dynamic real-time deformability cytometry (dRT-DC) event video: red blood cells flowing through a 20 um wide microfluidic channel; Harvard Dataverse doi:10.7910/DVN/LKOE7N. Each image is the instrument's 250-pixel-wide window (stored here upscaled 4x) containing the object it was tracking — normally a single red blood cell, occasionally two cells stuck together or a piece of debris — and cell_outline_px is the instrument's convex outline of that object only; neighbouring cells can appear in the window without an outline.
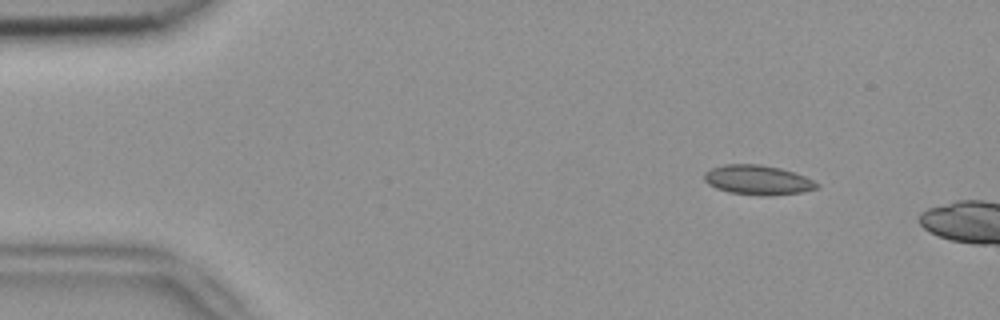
{"species": "common noctule bat (a hibernating species)", "species_latin": "Nyctalus noctula", "temperature_condition": "room temperature", "stored_images_in_passage": 3, "camera_frame_rate_fps": 3000, "um_per_image_px": 0.085, "animal": {"sex": "female", "body_mass_g": 18.4}, "frame": {"image": 1, "passage_image": 1, "time_ms": 0.0, "image_size_px": [1000, 320], "cell_outline_px": [[820, 188], [804, 192], [772, 196], [760, 196], [728, 192], [716, 188], [708, 184], [704, 180], [704, 172], [712, 168], [724, 164], [760, 164], [780, 168], [804, 176], [820, 184]], "centroid_in_image_um": [64.42, 15.31], "position_along_channel_um": 20.6, "area_um2": 19.65}}